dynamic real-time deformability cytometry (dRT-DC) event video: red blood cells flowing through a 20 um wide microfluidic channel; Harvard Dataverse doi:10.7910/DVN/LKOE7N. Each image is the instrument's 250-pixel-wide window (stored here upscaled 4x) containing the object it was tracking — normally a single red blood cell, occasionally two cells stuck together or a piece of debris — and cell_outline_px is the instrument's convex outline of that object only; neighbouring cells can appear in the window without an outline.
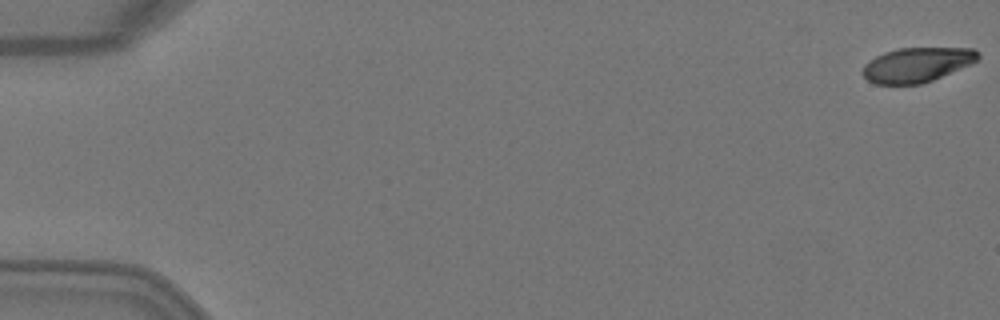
{"species": "Egyptian fruit bat (a non-hibernating species)", "species_latin": "Rousettus aegyptiacus", "temperature_condition": "warm", "stored_images_in_passage": 3, "camera_frame_rate_fps": 3000, "um_per_image_px": 0.085, "animal": {"sex": "female"}, "frame": {"image": 1, "passage_image": 1, "time_ms": 0.0, "image_size_px": [1000, 320], "cell_outline_px": [[980, 56], [976, 60], [968, 64], [932, 80], [920, 84], [876, 84], [868, 80], [860, 72], [864, 64], [876, 56], [884, 52], [900, 48], [976, 48], [980, 52]], "centroid_in_image_um": [77.9, 5.49], "position_along_channel_um": 7.1, "area_um2": 23.06}}